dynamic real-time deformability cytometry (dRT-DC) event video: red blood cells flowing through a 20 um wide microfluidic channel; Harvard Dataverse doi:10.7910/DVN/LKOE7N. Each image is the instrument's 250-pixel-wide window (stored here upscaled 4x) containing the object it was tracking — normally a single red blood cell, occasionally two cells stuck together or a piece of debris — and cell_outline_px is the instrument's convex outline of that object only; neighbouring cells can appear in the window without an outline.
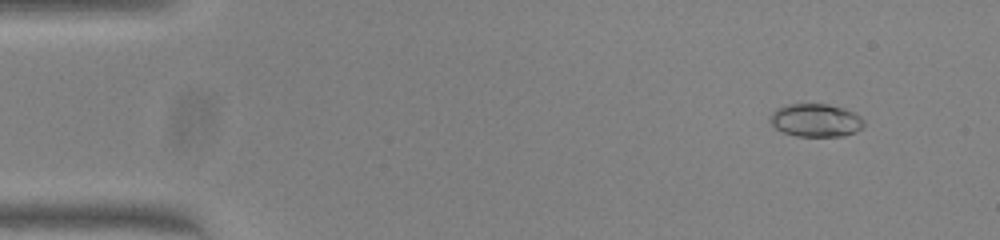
{"species": "common noctule bat (a hibernating species)", "species_latin": "Nyctalus noctula", "temperature_condition": "warm", "stored_images_in_passage": 51, "camera_frame_rate_fps": 3000, "um_per_image_px": 0.085, "animal": {"sex": "female", "body_mass_g": 23.0, "forearm_length_mm": 53.4}, "frame": {"image": 1, "passage_image": 5, "time_ms": 1.333, "image_size_px": [1000, 240], "cell_outline_px": [[864, 124], [856, 132], [844, 136], [796, 136], [784, 132], [776, 128], [768, 120], [772, 112], [776, 108], [788, 104], [828, 104], [844, 108], [860, 116], [864, 120]], "centroid_in_image_um": [69.33, 10.22], "position_along_channel_um": 15.7, "area_um2": 18.09}}
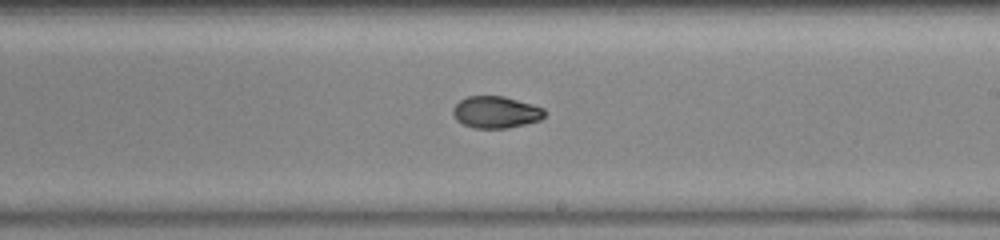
{"frame": {"image": 2, "passage_image": 30, "time_ms": 9.667, "image_size_px": [1000, 240], "cell_outline_px": [[544, 116], [540, 120], [508, 128], [472, 128], [456, 120], [452, 112], [452, 108], [460, 100], [468, 96], [504, 96], [532, 104], [544, 108]], "centroid_in_image_um": [42.13, 9.53], "position_along_channel_um": 246.9, "area_um2": 16.99}}
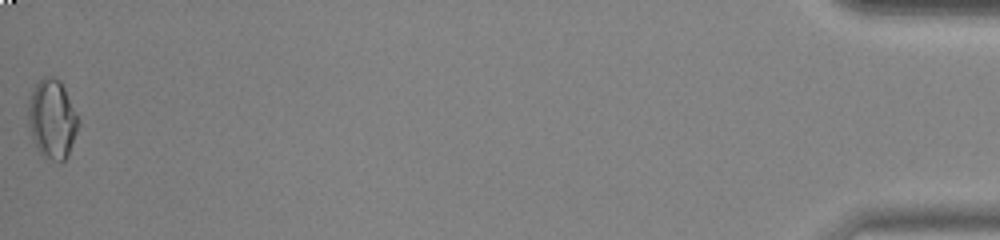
{"frame": {"image": 3, "passage_image": 51, "time_ms": 16.667, "image_size_px": [1000, 240], "cell_outline_px": [[80, 124], [68, 156], [64, 160], [52, 160], [44, 156], [36, 148], [28, 124], [28, 100], [32, 88], [44, 76], [52, 76], [60, 80], [80, 120]], "centroid_in_image_um": [4.43, 10.1], "position_along_channel_um": 430.8, "area_um2": 23.18}, "authors_computed_cell_mechanics": {"area_um2": 17.5134, "velocity_mm_per_s": 4.0611, "shape_relaxation_time_tau1_ms": null, "shape_relaxation_time_tau2_ms": 2.1619, "deformation_change_tau1": null, "deformation_change_tau2": 0.0518}}